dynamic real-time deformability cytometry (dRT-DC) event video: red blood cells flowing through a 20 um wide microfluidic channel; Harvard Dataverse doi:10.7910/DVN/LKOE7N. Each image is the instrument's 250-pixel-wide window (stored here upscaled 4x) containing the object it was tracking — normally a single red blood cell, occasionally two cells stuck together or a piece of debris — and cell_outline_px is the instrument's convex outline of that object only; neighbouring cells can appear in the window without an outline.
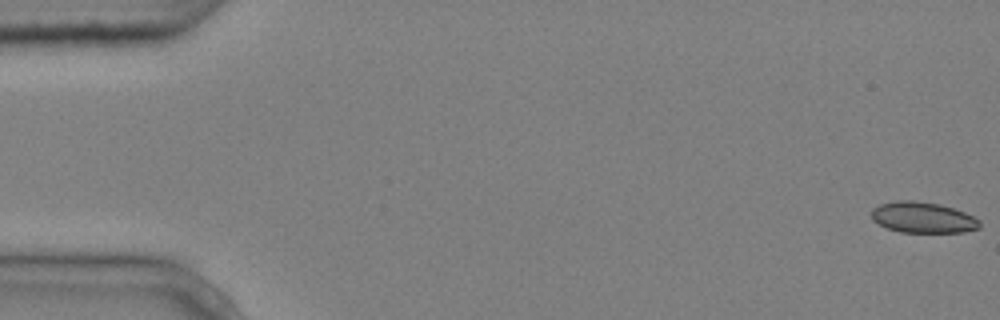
{"species": "common noctule bat (a hibernating species)", "species_latin": "Nyctalus noctula", "temperature_condition": "cold", "stored_images_in_passage": 8, "camera_frame_rate_fps": 3000, "um_per_image_px": 0.085, "animal": {"sex": "male", "body_mass_g": 20.4}, "frame": {"image": 1, "passage_image": 1, "time_ms": 0.0, "image_size_px": [1000, 320], "cell_outline_px": [[980, 228], [964, 232], [900, 232], [888, 228], [872, 220], [872, 208], [880, 204], [896, 200], [912, 200], [940, 204], [964, 212], [980, 220]], "centroid_in_image_um": [78.44, 18.48], "position_along_channel_um": 6.6, "area_um2": 19.42}}
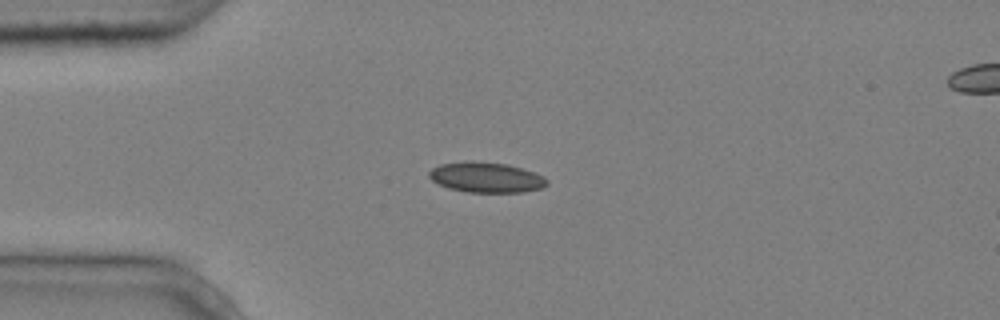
{"frame": {"image": 2, "passage_image": 4, "time_ms": 1.0, "image_size_px": [1000, 320], "cell_outline_px": [[548, 184], [540, 188], [524, 192], [468, 192], [448, 188], [432, 180], [428, 176], [428, 172], [432, 168], [440, 164], [472, 160], [508, 164], [544, 176], [548, 180]], "centroid_in_image_um": [41.31, 15.07], "position_along_channel_um": 43.7, "area_um2": 20.81}}
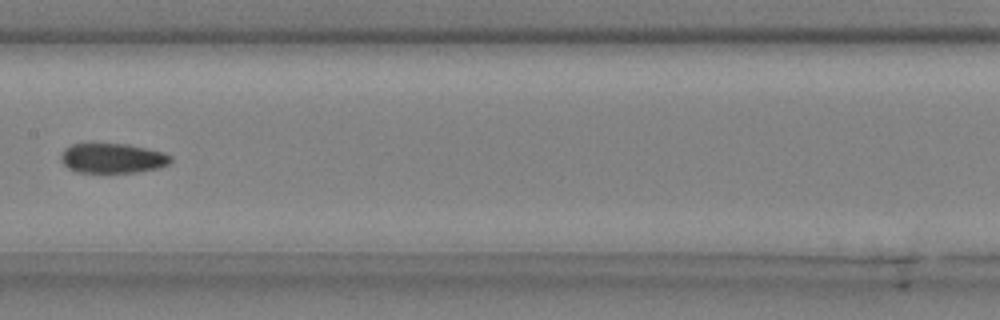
{"frame": {"image": 3, "passage_image": 8, "time_ms": 2.333, "image_size_px": [1000, 320], "cell_outline_px": [[172, 160], [168, 164], [160, 168], [136, 172], [80, 172], [68, 168], [60, 160], [60, 156], [64, 148], [72, 144], [92, 140], [128, 144], [164, 152], [172, 156]], "centroid_in_image_um": [9.53, 13.39], "position_along_channel_um": 197.9, "area_um2": 19.88}}